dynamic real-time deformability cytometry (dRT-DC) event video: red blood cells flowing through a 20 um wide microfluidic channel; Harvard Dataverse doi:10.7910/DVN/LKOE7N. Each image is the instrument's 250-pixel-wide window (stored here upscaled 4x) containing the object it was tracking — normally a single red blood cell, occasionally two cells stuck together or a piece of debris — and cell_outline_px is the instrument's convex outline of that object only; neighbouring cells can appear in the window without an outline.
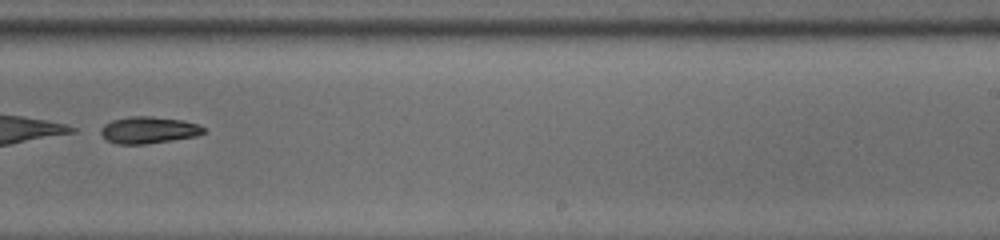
{"species": "common noctule bat (a hibernating species)", "species_latin": "Nyctalus noctula", "temperature_condition": "room temperature", "stored_images_in_passage": 52, "segment_of_instrument_passage": [2, 2], "camera_frame_rate_fps": 3000, "um_per_image_px": 0.085, "animal": {"sex": "male", "body_mass_g": 13.0, "forearm_length_mm": 53.1}, "frame": {"image": 1, "passage_image": 36, "time_ms": 11.667, "image_size_px": [1000, 240], "cell_outline_px": [[204, 132], [196, 136], [172, 140], [144, 144], [116, 144], [108, 140], [100, 132], [100, 128], [104, 124], [112, 120], [132, 116], [152, 116], [184, 120], [200, 124], [204, 128]], "centroid_in_image_um": [12.64, 11.04], "position_along_channel_um": 276.4, "area_um2": 16.07}}
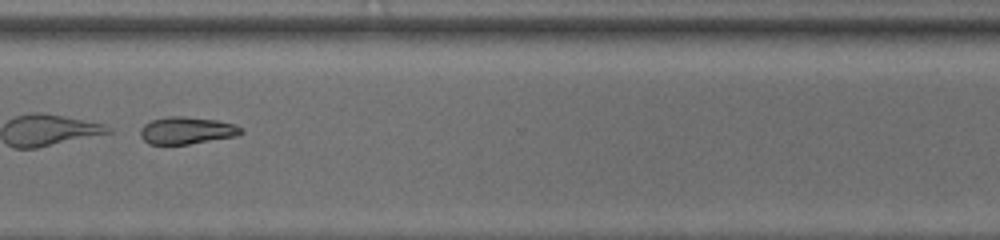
{"frame": {"image": 2, "passage_image": 42, "time_ms": 13.667, "image_size_px": [1000, 240], "cell_outline_px": [[244, 132], [236, 136], [188, 144], [148, 144], [140, 136], [140, 128], [144, 124], [152, 120], [168, 116], [184, 116], [216, 120], [232, 124], [240, 128]], "centroid_in_image_um": [15.82, 11.09], "position_along_channel_um": 354.8, "area_um2": 15.84}}